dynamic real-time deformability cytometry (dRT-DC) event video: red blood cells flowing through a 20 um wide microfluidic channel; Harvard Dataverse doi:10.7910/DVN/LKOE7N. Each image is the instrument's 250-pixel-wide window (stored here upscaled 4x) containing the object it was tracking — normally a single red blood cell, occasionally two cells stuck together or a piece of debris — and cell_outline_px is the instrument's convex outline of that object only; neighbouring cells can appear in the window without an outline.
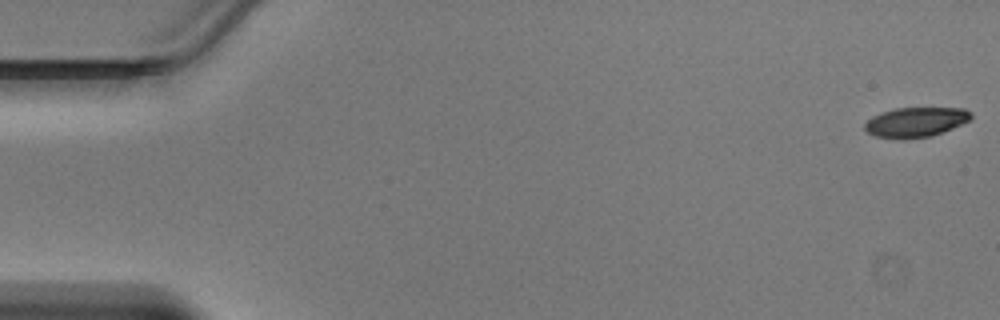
{"species": "Egyptian fruit bat (a non-hibernating species)", "species_latin": "Rousettus aegyptiacus", "temperature_condition": "warm", "stored_images_in_passage": 13, "camera_frame_rate_fps": 3000, "um_per_image_px": 0.085, "animal": {"sex": "male"}, "frame": {"image": 1, "passage_image": 1, "time_ms": 0.0, "image_size_px": [1000, 320], "cell_outline_px": [[972, 116], [968, 120], [952, 128], [932, 136], [904, 140], [900, 140], [876, 136], [868, 132], [864, 128], [864, 124], [872, 116], [880, 112], [896, 108], [964, 108], [972, 112]], "centroid_in_image_um": [77.8, 10.39], "position_along_channel_um": 7.2, "area_um2": 18.55}}
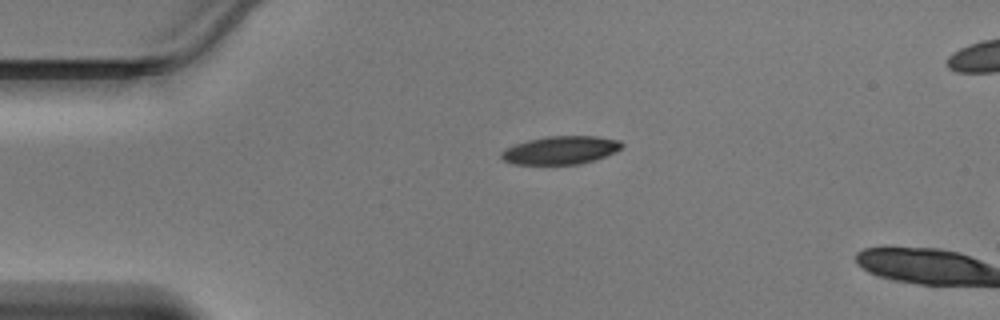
{"frame": {"image": 2, "passage_image": 11, "time_ms": 3.333, "image_size_px": [1000, 320], "cell_outline_px": [[624, 144], [616, 152], [580, 164], [512, 164], [504, 160], [500, 156], [500, 152], [504, 148], [528, 140], [548, 136], [596, 136], [620, 140]], "centroid_in_image_um": [47.63, 12.76], "position_along_channel_um": 37.4, "area_um2": 19.71}}